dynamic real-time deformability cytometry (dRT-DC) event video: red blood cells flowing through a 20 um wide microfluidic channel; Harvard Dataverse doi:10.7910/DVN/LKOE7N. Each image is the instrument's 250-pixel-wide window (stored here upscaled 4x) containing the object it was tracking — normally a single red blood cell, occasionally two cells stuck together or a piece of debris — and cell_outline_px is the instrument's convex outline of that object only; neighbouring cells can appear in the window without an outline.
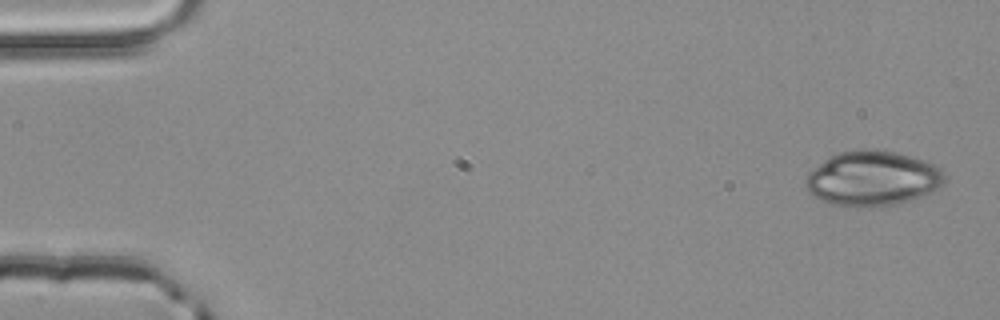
{"species": "common noctule bat (a hibernating species)", "species_latin": "Nyctalus noctula", "temperature_condition": "room temperature", "stored_images_in_passage": 4, "camera_frame_rate_fps": 3000, "um_per_image_px": 0.085, "animal": {"sex": "male", "body_mass_g": 20.4}, "frame": {"image": 1, "passage_image": 1, "time_ms": 0.0, "image_size_px": [1000, 320], "cell_outline_px": [[948, 180], [940, 188], [912, 200], [900, 204], [868, 208], [856, 208], [832, 204], [820, 200], [812, 196], [808, 192], [804, 184], [804, 180], [808, 172], [828, 156], [840, 152], [856, 148], [876, 148], [924, 160], [940, 168], [944, 172]], "centroid_in_image_um": [74.14, 15.18], "position_along_channel_um": 10.9, "area_um2": 45.55}}